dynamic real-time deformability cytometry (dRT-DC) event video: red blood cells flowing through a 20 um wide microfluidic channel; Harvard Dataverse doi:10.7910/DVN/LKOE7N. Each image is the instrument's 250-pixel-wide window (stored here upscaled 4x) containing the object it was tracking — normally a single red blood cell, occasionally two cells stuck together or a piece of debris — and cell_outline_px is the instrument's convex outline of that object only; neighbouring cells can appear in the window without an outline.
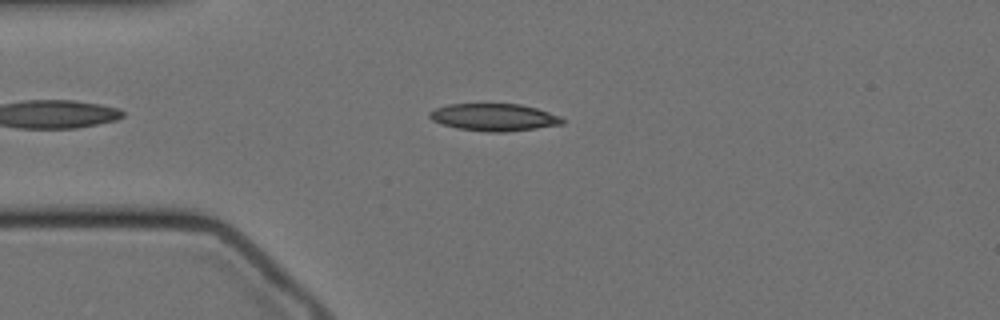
{"species": "Egyptian fruit bat (a non-hibernating species)", "species_latin": "Rousettus aegyptiacus", "temperature_condition": "cold", "stored_images_in_passage": 50, "camera_frame_rate_fps": 3000, "um_per_image_px": 0.085, "animal": {"sex": "female"}, "frame": {"image": 1, "passage_image": 9, "time_ms": 2.667, "image_size_px": [1000, 320], "cell_outline_px": [[564, 124], [536, 128], [504, 132], [488, 132], [456, 128], [440, 124], [432, 120], [428, 116], [428, 112], [436, 108], [448, 104], [520, 104], [536, 108], [560, 116], [564, 120]], "centroid_in_image_um": [41.96, 9.97], "position_along_channel_um": 43.0, "area_um2": 21.15}}
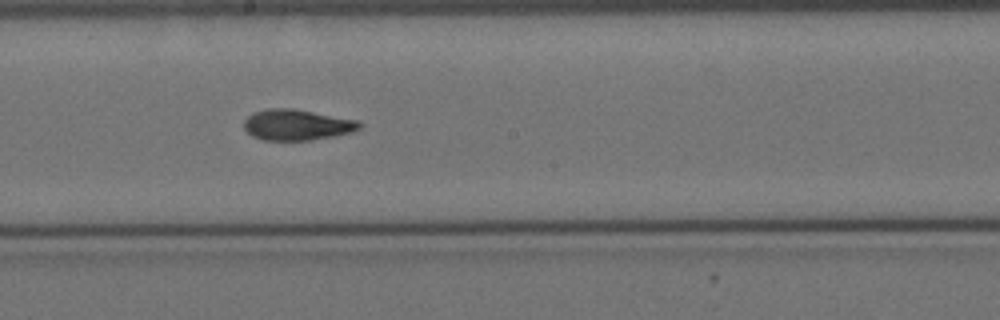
{"frame": {"image": 2, "passage_image": 26, "time_ms": 8.333, "image_size_px": [1000, 320], "cell_outline_px": [[364, 124], [360, 128], [352, 132], [312, 140], [264, 140], [252, 136], [244, 128], [244, 120], [252, 112], [268, 108], [292, 108], [360, 120]], "centroid_in_image_um": [25.25, 10.6], "position_along_channel_um": 222.9, "area_um2": 20.92}}
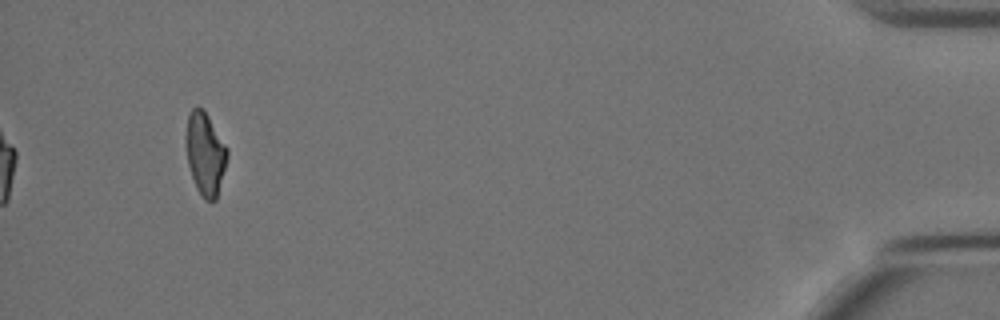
{"frame": {"image": 3, "passage_image": 50, "time_ms": 16.333, "image_size_px": [1000, 320], "cell_outline_px": [[228, 156], [216, 200], [204, 200], [196, 188], [188, 164], [184, 136], [188, 112], [192, 108], [204, 108], [228, 148]], "centroid_in_image_um": [17.42, 13.02], "position_along_channel_um": 417.8, "area_um2": 20.17}, "authors_computed_cell_mechanics": {"area_um2": 20.7502, "velocity_mm_per_s": 3.4351, "shape_relaxation_time_tau1_ms": 8.2806, "shape_relaxation_time_tau2_ms": 3.0796, "deformation_change_tau1": 0.1913, "deformation_change_tau2": 0.0879}}